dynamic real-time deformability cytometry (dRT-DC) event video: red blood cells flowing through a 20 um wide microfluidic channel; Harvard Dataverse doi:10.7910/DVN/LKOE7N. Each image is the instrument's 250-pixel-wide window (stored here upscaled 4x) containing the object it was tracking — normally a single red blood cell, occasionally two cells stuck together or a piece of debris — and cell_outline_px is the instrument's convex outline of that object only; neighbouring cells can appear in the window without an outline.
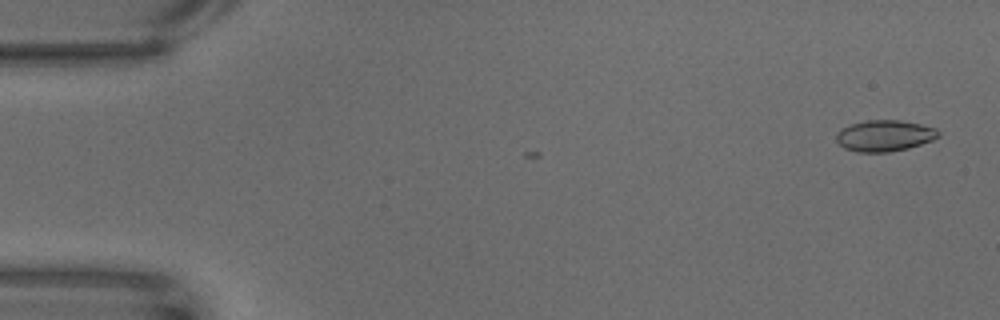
{"species": "common noctule bat (a hibernating species)", "species_latin": "Nyctalus noctula", "temperature_condition": "warm", "stored_images_in_passage": 4, "camera_frame_rate_fps": 3000, "um_per_image_px": 0.085, "animal": {"sex": "male", "body_mass_g": 18.8}, "frame": {"image": 1, "passage_image": 1, "time_ms": 0.0, "image_size_px": [1000, 320], "cell_outline_px": [[940, 136], [932, 140], [908, 148], [888, 152], [856, 152], [844, 148], [836, 140], [836, 132], [840, 128], [852, 124], [868, 120], [900, 120], [920, 124], [936, 128], [940, 132]], "centroid_in_image_um": [75.17, 11.53], "position_along_channel_um": 9.8, "area_um2": 18.61}}